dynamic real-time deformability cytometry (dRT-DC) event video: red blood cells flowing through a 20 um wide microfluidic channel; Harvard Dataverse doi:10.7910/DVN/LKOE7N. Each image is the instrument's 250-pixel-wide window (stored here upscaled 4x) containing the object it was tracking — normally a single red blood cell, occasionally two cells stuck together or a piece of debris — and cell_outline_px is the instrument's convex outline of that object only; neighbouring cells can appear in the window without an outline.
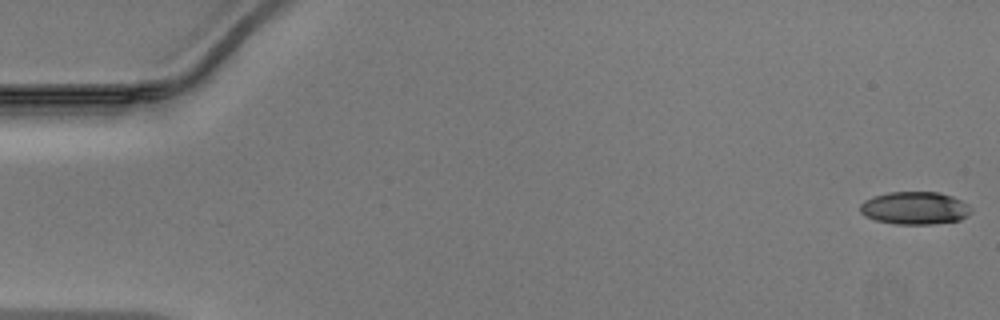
{"species": "Egyptian fruit bat (a non-hibernating species)", "species_latin": "Rousettus aegyptiacus", "temperature_condition": "warm", "stored_images_in_passage": 48, "camera_frame_rate_fps": 3000, "um_per_image_px": 0.085, "animal": {"sex": "male"}, "frame": {"image": 1, "passage_image": 1, "time_ms": 0.0, "image_size_px": [1000, 320], "cell_outline_px": [[972, 212], [968, 216], [960, 220], [932, 224], [896, 224], [876, 220], [864, 216], [860, 212], [860, 204], [864, 200], [872, 196], [888, 192], [940, 192], [952, 196], [968, 204], [972, 208]], "centroid_in_image_um": [77.76, 17.68], "position_along_channel_um": 7.2, "area_um2": 21.39}}
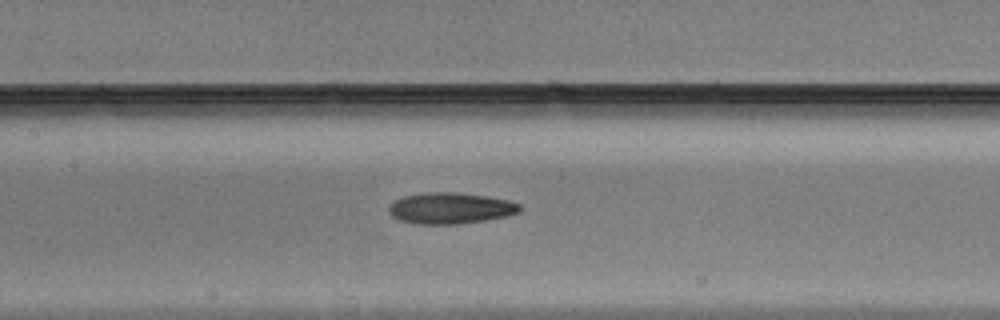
{"frame": {"image": 2, "passage_image": 23, "time_ms": 7.333, "image_size_px": [1000, 320], "cell_outline_px": [[520, 212], [504, 216], [484, 220], [460, 224], [416, 224], [400, 220], [392, 216], [388, 212], [388, 208], [396, 200], [404, 196], [428, 192], [456, 192], [488, 196], [508, 200], [520, 204]], "centroid_in_image_um": [38.28, 17.69], "position_along_channel_um": 169.1, "area_um2": 23.7}}
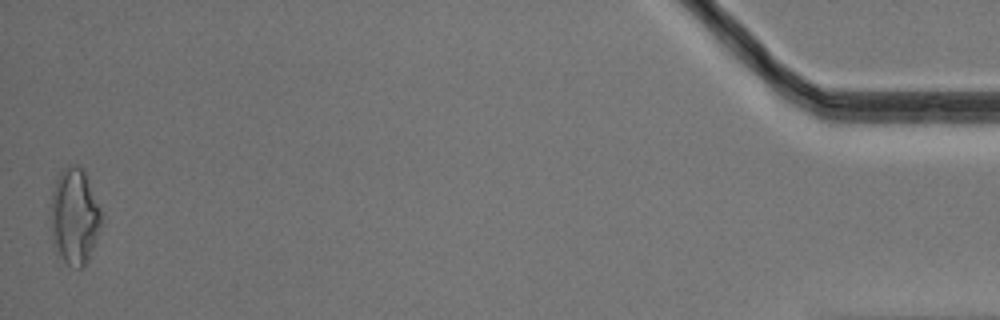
{"frame": {"image": 3, "passage_image": 48, "time_ms": 15.667, "image_size_px": [1000, 320], "cell_outline_px": [[104, 212], [88, 260], [80, 268], [76, 268], [68, 264], [56, 256], [52, 240], [48, 208], [56, 176], [68, 164], [80, 164], [84, 168]], "centroid_in_image_um": [6.3, 18.33], "position_along_channel_um": 428.9, "area_um2": 29.54}}